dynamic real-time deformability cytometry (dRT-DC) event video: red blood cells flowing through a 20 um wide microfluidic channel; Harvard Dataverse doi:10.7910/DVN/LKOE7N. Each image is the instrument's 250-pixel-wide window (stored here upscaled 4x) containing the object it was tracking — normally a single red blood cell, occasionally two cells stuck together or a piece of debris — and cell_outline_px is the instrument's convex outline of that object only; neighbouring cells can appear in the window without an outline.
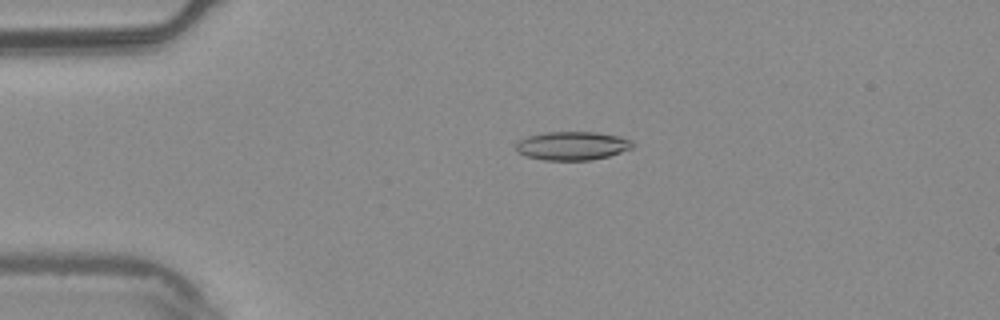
{"species": "common noctule bat (a hibernating species)", "species_latin": "Nyctalus noctula", "temperature_condition": "warm", "stored_images_in_passage": 5, "camera_frame_rate_fps": 3000, "um_per_image_px": 0.085, "animal": {"sex": "male", "body_mass_g": 20.4}, "frame": {"image": 1, "passage_image": 3, "time_ms": 0.667, "image_size_px": [1000, 320], "cell_outline_px": [[636, 144], [632, 148], [608, 156], [592, 160], [544, 160], [524, 156], [516, 152], [516, 144], [520, 140], [528, 136], [544, 132], [596, 132], [620, 136], [632, 140]], "centroid_in_image_um": [48.65, 12.39], "position_along_channel_um": 36.4, "area_um2": 19.59}}
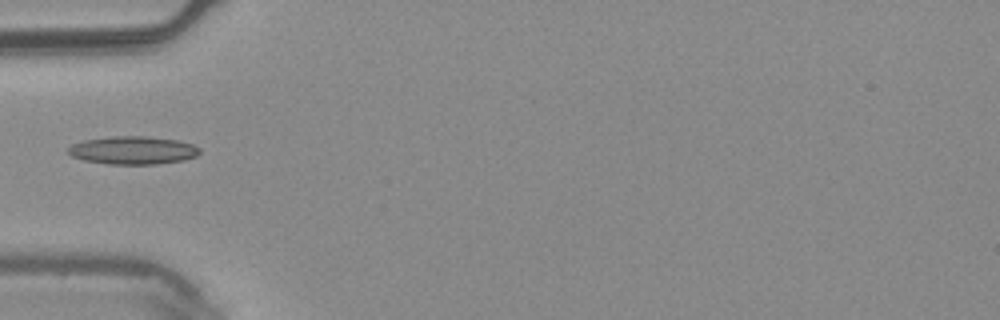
{"frame": {"image": 2, "passage_image": 4, "time_ms": 1.0, "image_size_px": [1000, 320], "cell_outline_px": [[200, 152], [196, 156], [184, 160], [156, 164], [108, 164], [84, 160], [72, 156], [68, 152], [68, 148], [72, 144], [84, 140], [112, 136], [148, 136], [176, 140], [192, 144], [200, 148]], "centroid_in_image_um": [11.3, 12.77], "position_along_channel_um": 73.7, "area_um2": 21.44}}